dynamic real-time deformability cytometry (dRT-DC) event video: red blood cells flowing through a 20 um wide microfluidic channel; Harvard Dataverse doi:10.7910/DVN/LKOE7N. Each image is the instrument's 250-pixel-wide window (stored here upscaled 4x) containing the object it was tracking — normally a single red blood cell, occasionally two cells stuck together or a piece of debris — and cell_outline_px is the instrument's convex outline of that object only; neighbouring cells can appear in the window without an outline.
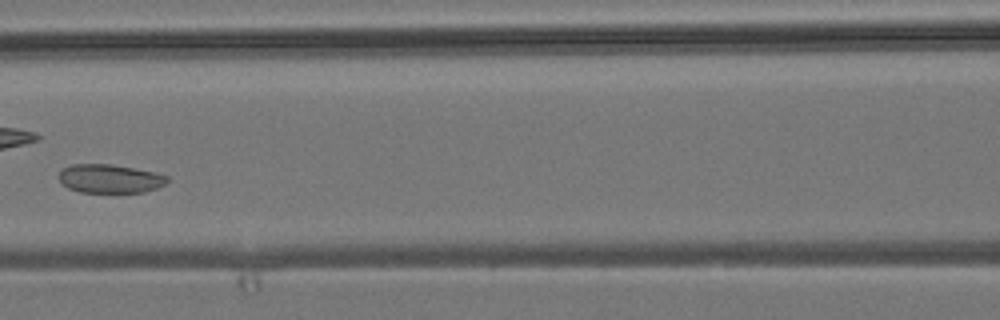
{"species": "common noctule bat (a hibernating species)", "species_latin": "Nyctalus noctula", "temperature_condition": "room temperature", "stored_images_in_passage": 7, "camera_frame_rate_fps": 3000, "um_per_image_px": 0.085, "animal": {"sex": "male", "body_mass_g": 19.2, "forearm_length_mm": 51.8}, "frame": {"image": 1, "passage_image": 7, "time_ms": 6.667, "image_size_px": [1000, 320], "cell_outline_px": [[168, 180], [164, 184], [156, 188], [144, 192], [80, 192], [68, 188], [60, 184], [60, 172], [64, 168], [72, 164], [112, 164], [156, 172], [168, 176]], "centroid_in_image_um": [9.34, 15.18], "position_along_channel_um": 157.3, "area_um2": 18.09}}